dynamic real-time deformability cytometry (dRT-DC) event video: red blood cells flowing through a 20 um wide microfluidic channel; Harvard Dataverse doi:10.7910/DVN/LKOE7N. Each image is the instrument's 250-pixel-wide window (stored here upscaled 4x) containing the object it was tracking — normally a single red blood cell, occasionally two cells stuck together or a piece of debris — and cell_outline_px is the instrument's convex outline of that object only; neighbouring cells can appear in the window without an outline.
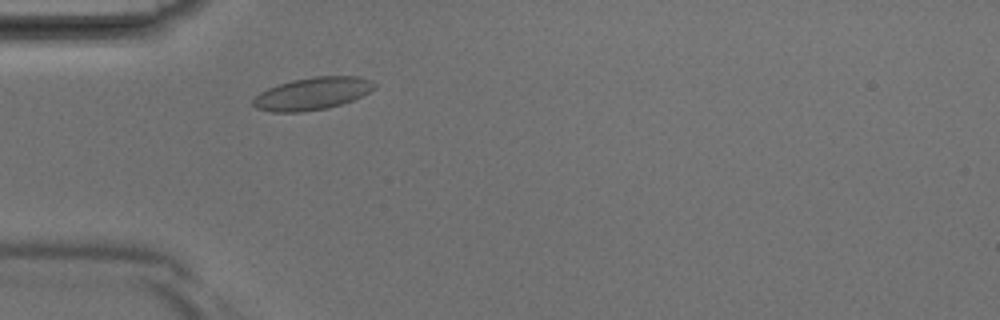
{"species": "Egyptian fruit bat (a non-hibernating species)", "species_latin": "Rousettus aegyptiacus", "temperature_condition": "room temperature", "stored_images_in_passage": 34, "camera_frame_rate_fps": 3000, "um_per_image_px": 0.085, "animal": {"sex": "male"}, "frame": {"image": 1, "passage_image": 6, "time_ms": 1.667, "image_size_px": [1000, 320], "cell_outline_px": [[376, 88], [352, 100], [328, 108], [304, 112], [272, 112], [256, 108], [252, 104], [252, 100], [260, 92], [268, 88], [292, 80], [316, 76], [360, 76], [372, 80], [376, 84]], "centroid_in_image_um": [26.56, 7.95], "position_along_channel_um": 58.4, "area_um2": 22.95}}
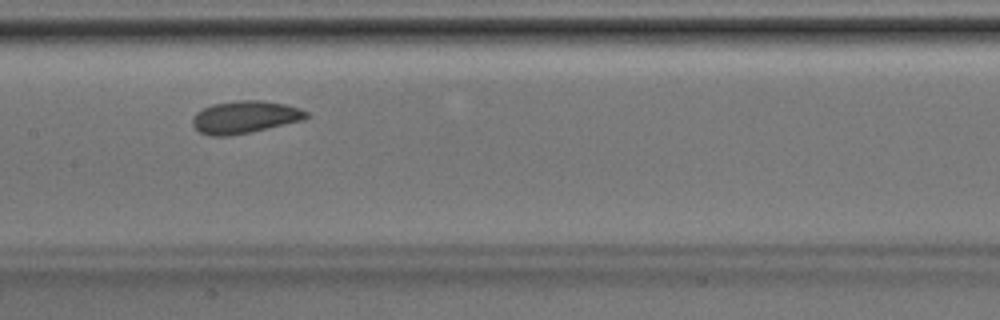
{"frame": {"image": 2, "passage_image": 14, "time_ms": 4.333, "image_size_px": [1000, 320], "cell_outline_px": [[308, 116], [304, 120], [268, 128], [228, 136], [208, 136], [200, 132], [192, 124], [192, 116], [196, 112], [212, 104], [236, 100], [260, 100], [284, 104], [300, 108], [308, 112]], "centroid_in_image_um": [20.79, 9.95], "position_along_channel_um": 186.6, "area_um2": 21.5}}
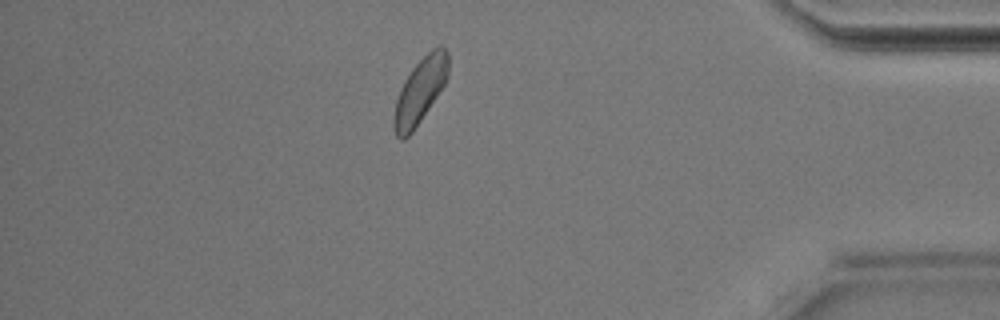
{"frame": {"image": 3, "passage_image": 29, "time_ms": 9.333, "image_size_px": [1000, 320], "cell_outline_px": [[448, 76], [444, 84], [412, 132], [404, 140], [400, 140], [396, 136], [392, 124], [392, 116], [396, 100], [400, 88], [404, 80], [412, 68], [432, 48], [440, 44], [448, 52]], "centroid_in_image_um": [35.67, 7.72], "position_along_channel_um": 399.5, "area_um2": 20.58}}